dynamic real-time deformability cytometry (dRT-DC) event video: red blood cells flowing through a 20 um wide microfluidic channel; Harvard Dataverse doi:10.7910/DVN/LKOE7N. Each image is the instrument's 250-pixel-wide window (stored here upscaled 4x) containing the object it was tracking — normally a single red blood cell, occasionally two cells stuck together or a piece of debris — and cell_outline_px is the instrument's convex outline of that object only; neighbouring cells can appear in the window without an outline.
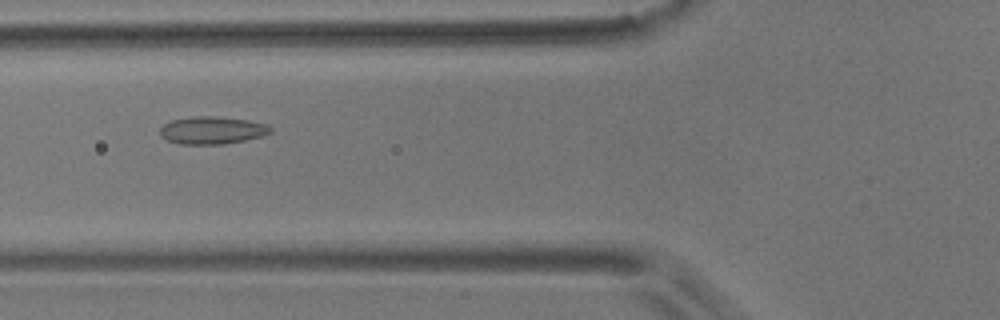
{"species": "common noctule bat (a hibernating species)", "species_latin": "Nyctalus noctula", "temperature_condition": "room temperature", "stored_images_in_passage": 3, "camera_frame_rate_fps": 3000, "um_per_image_px": 0.085, "animal": {"sex": "male", "body_mass_g": 17.9}, "frame": {"image": 1, "passage_image": 2, "time_ms": 0.333, "image_size_px": [1000, 320], "cell_outline_px": [[272, 132], [260, 136], [244, 140], [224, 144], [180, 144], [168, 140], [160, 136], [160, 128], [164, 124], [172, 120], [192, 116], [216, 116], [248, 120], [268, 124], [272, 128]], "centroid_in_image_um": [18.03, 11.06], "position_along_channel_um": 107.8, "area_um2": 17.74}}
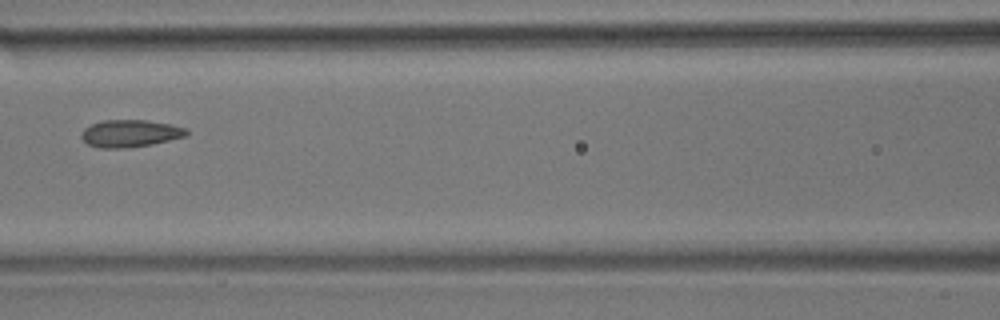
{"frame": {"image": 2, "passage_image": 3, "time_ms": 0.667, "image_size_px": [1000, 320], "cell_outline_px": [[188, 132], [184, 136], [152, 144], [124, 148], [96, 148], [88, 144], [80, 136], [80, 132], [84, 128], [92, 124], [104, 120], [144, 120], [172, 124], [188, 128]], "centroid_in_image_um": [11.03, 11.34], "position_along_channel_um": 155.6, "area_um2": 16.7}}